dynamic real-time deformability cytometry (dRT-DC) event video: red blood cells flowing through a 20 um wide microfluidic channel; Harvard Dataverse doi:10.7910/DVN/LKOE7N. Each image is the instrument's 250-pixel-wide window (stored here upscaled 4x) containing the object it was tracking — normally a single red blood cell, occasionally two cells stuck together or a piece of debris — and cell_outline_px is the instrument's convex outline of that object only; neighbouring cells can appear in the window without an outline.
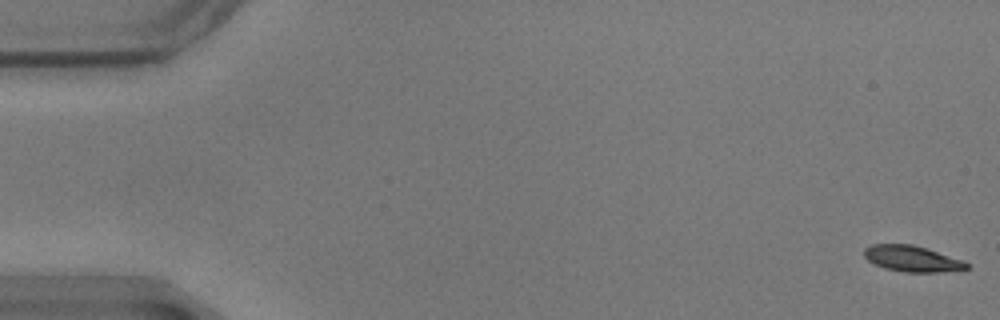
{"species": "common noctule bat (a hibernating species)", "species_latin": "Nyctalus noctula", "temperature_condition": "warm", "stored_images_in_passage": 54, "camera_frame_rate_fps": 3000, "um_per_image_px": 0.085, "animal": {"sex": "male", "body_mass_g": 17.9}, "frame": {"image": 1, "passage_image": 1, "time_ms": 0.0, "image_size_px": [1000, 320], "cell_outline_px": [[968, 268], [936, 272], [904, 272], [884, 268], [868, 260], [864, 256], [864, 248], [872, 244], [912, 244], [964, 260], [968, 264]], "centroid_in_image_um": [77.49, 21.98], "position_along_channel_um": 7.5, "area_um2": 15.32}}
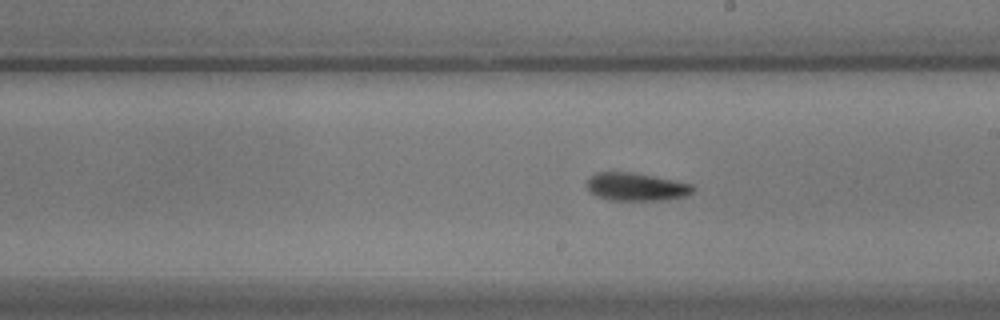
{"frame": {"image": 2, "passage_image": 33, "time_ms": 10.667, "image_size_px": [1000, 320], "cell_outline_px": [[696, 188], [688, 196], [668, 200], [608, 200], [596, 196], [588, 188], [588, 180], [596, 172], [632, 172], [692, 184]], "centroid_in_image_um": [54.12, 15.89], "position_along_channel_um": 234.9, "area_um2": 17.22}}
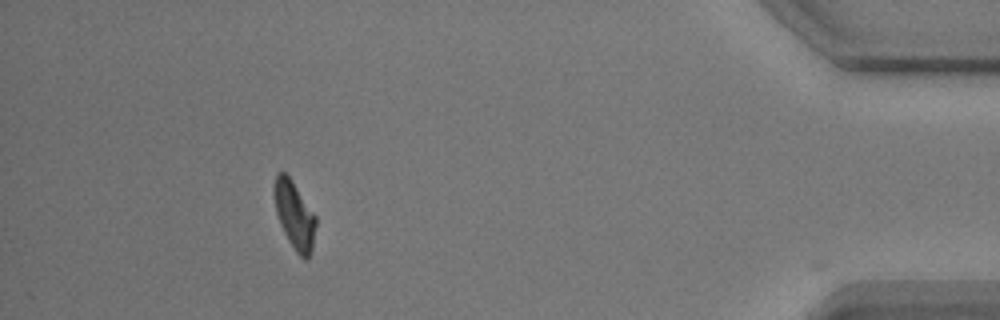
{"frame": {"image": 3, "passage_image": 53, "time_ms": 17.333, "image_size_px": [1000, 320], "cell_outline_px": [[316, 224], [312, 248], [308, 260], [304, 260], [296, 252], [288, 240], [280, 224], [276, 212], [272, 192], [272, 188], [276, 172], [284, 172], [292, 180], [316, 216]], "centroid_in_image_um": [25.0, 18.26], "position_along_channel_um": 410.2, "area_um2": 16.59}, "authors_computed_cell_mechanics": {"area_um2": 16.6175, "velocity_mm_per_s": 3.4759, "shape_relaxation_time_tau1_ms": 4.9651, "shape_relaxation_time_tau2_ms": 4.6915, "deformation_change_tau1": 0.1386, "deformation_change_tau2": 0.1089}}